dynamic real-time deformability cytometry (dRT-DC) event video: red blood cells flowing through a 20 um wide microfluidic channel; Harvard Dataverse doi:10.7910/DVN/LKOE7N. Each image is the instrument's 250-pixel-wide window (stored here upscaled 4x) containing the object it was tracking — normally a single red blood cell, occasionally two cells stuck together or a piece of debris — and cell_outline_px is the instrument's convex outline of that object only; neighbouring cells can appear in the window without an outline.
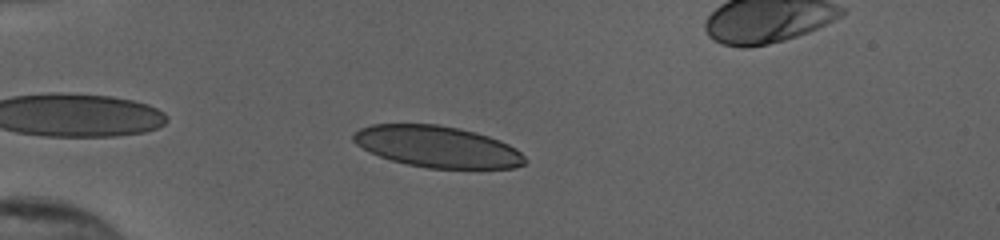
{"species": "human", "species_latin": "Homo sapiens", "temperature_condition": "cold", "stored_images_in_passage": 41, "camera_frame_rate_fps": 3000, "um_per_image_px": 0.085, "donor": {"sex": "female"}, "frame": {"image": 1, "passage_image": 4, "time_ms": 1.0, "image_size_px": [1000, 240], "cell_outline_px": [[528, 160], [524, 164], [512, 168], [428, 168], [408, 164], [392, 160], [380, 156], [356, 144], [352, 140], [352, 132], [360, 128], [372, 124], [436, 124], [460, 128], [476, 132], [500, 140], [516, 148]], "centroid_in_image_um": [37.17, 12.45], "position_along_channel_um": 47.8, "area_um2": 41.33}}
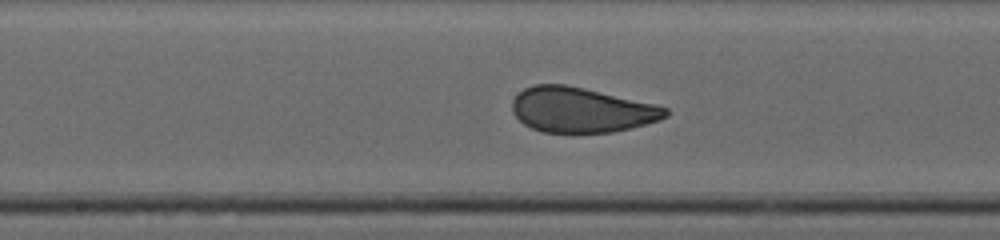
{"frame": {"image": 2, "passage_image": 18, "time_ms": 5.667, "image_size_px": [1000, 240], "cell_outline_px": [[668, 116], [660, 120], [632, 128], [612, 132], [540, 132], [524, 124], [512, 112], [512, 100], [524, 88], [536, 84], [564, 84], [584, 88], [656, 104], [668, 108]], "centroid_in_image_um": [49.42, 9.34], "position_along_channel_um": 198.8, "area_um2": 40.23}}
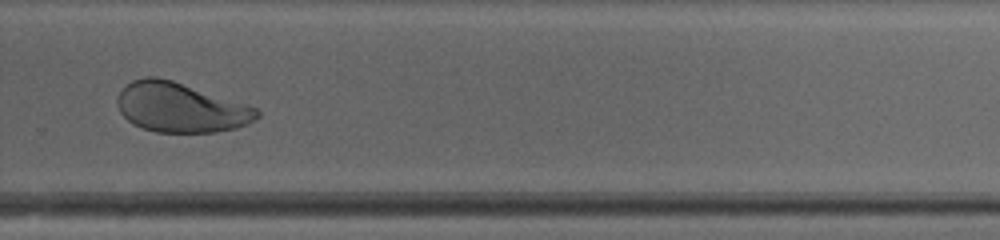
{"frame": {"image": 3, "passage_image": 27, "time_ms": 8.667, "image_size_px": [1000, 240], "cell_outline_px": [[260, 116], [236, 128], [216, 132], [156, 132], [140, 128], [132, 124], [120, 112], [116, 100], [120, 88], [132, 80], [144, 76], [156, 76], [172, 80], [256, 108], [260, 112]], "centroid_in_image_um": [15.26, 9.13], "position_along_channel_um": 314.5, "area_um2": 40.17}}